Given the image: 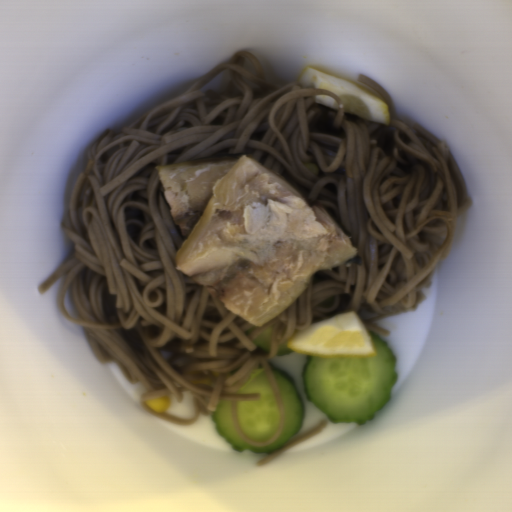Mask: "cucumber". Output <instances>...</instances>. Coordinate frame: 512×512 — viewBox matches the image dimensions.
<instances>
[{
	"label": "cucumber",
	"instance_id": "3",
	"mask_svg": "<svg viewBox=\"0 0 512 512\" xmlns=\"http://www.w3.org/2000/svg\"><path fill=\"white\" fill-rule=\"evenodd\" d=\"M247 393L261 394L257 400L237 403L236 413L240 428L249 439L266 443L275 435L280 425L281 409L263 367L256 369L249 381L235 391V395Z\"/></svg>",
	"mask_w": 512,
	"mask_h": 512
},
{
	"label": "cucumber",
	"instance_id": "2",
	"mask_svg": "<svg viewBox=\"0 0 512 512\" xmlns=\"http://www.w3.org/2000/svg\"><path fill=\"white\" fill-rule=\"evenodd\" d=\"M269 368L279 386L284 402V427L280 437L265 447H256L246 443L239 435L232 415V400H220L212 419L216 432L231 443L233 450L242 452L251 450L257 453L272 454L286 446L298 433L305 419V409L298 387L293 378L279 370L271 362Z\"/></svg>",
	"mask_w": 512,
	"mask_h": 512
},
{
	"label": "cucumber",
	"instance_id": "6",
	"mask_svg": "<svg viewBox=\"0 0 512 512\" xmlns=\"http://www.w3.org/2000/svg\"><path fill=\"white\" fill-rule=\"evenodd\" d=\"M257 325L251 327L250 329H248L247 331H245L247 334L250 333L251 331L255 330Z\"/></svg>",
	"mask_w": 512,
	"mask_h": 512
},
{
	"label": "cucumber",
	"instance_id": "4",
	"mask_svg": "<svg viewBox=\"0 0 512 512\" xmlns=\"http://www.w3.org/2000/svg\"><path fill=\"white\" fill-rule=\"evenodd\" d=\"M275 325L276 323L270 325L269 327L258 333L253 340L261 349L265 350L268 353Z\"/></svg>",
	"mask_w": 512,
	"mask_h": 512
},
{
	"label": "cucumber",
	"instance_id": "1",
	"mask_svg": "<svg viewBox=\"0 0 512 512\" xmlns=\"http://www.w3.org/2000/svg\"><path fill=\"white\" fill-rule=\"evenodd\" d=\"M375 355L370 358H322L306 354L302 390L310 404L332 423L364 426L391 397L398 377L392 348L371 334Z\"/></svg>",
	"mask_w": 512,
	"mask_h": 512
},
{
	"label": "cucumber",
	"instance_id": "5",
	"mask_svg": "<svg viewBox=\"0 0 512 512\" xmlns=\"http://www.w3.org/2000/svg\"><path fill=\"white\" fill-rule=\"evenodd\" d=\"M287 343L288 342H285L281 345H279L276 349V353H275V357L276 356H281V355H285V354H290L292 352H295L297 350H293V349H290L288 346H287Z\"/></svg>",
	"mask_w": 512,
	"mask_h": 512
}]
</instances>
